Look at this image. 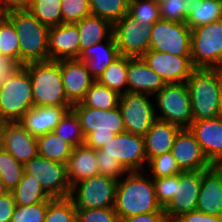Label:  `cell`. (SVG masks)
Wrapping results in <instances>:
<instances>
[{"instance_id": "cell-1", "label": "cell", "mask_w": 222, "mask_h": 222, "mask_svg": "<svg viewBox=\"0 0 222 222\" xmlns=\"http://www.w3.org/2000/svg\"><path fill=\"white\" fill-rule=\"evenodd\" d=\"M145 172H127L118 180L114 210L119 218L165 212L157 201L153 178Z\"/></svg>"}, {"instance_id": "cell-2", "label": "cell", "mask_w": 222, "mask_h": 222, "mask_svg": "<svg viewBox=\"0 0 222 222\" xmlns=\"http://www.w3.org/2000/svg\"><path fill=\"white\" fill-rule=\"evenodd\" d=\"M186 84L191 100L193 121L218 117L222 69L195 68Z\"/></svg>"}, {"instance_id": "cell-3", "label": "cell", "mask_w": 222, "mask_h": 222, "mask_svg": "<svg viewBox=\"0 0 222 222\" xmlns=\"http://www.w3.org/2000/svg\"><path fill=\"white\" fill-rule=\"evenodd\" d=\"M6 17L15 26L20 42V66L49 60L50 27L39 22L28 10L12 11Z\"/></svg>"}, {"instance_id": "cell-4", "label": "cell", "mask_w": 222, "mask_h": 222, "mask_svg": "<svg viewBox=\"0 0 222 222\" xmlns=\"http://www.w3.org/2000/svg\"><path fill=\"white\" fill-rule=\"evenodd\" d=\"M72 109L77 114L85 136L84 145L100 149L116 134L126 132L123 118L118 107L111 110L94 109L74 104Z\"/></svg>"}, {"instance_id": "cell-5", "label": "cell", "mask_w": 222, "mask_h": 222, "mask_svg": "<svg viewBox=\"0 0 222 222\" xmlns=\"http://www.w3.org/2000/svg\"><path fill=\"white\" fill-rule=\"evenodd\" d=\"M32 82L34 106H73L66 98L60 60H46L23 65Z\"/></svg>"}, {"instance_id": "cell-6", "label": "cell", "mask_w": 222, "mask_h": 222, "mask_svg": "<svg viewBox=\"0 0 222 222\" xmlns=\"http://www.w3.org/2000/svg\"><path fill=\"white\" fill-rule=\"evenodd\" d=\"M33 104L32 82L24 66H17L2 77L0 121H19Z\"/></svg>"}, {"instance_id": "cell-7", "label": "cell", "mask_w": 222, "mask_h": 222, "mask_svg": "<svg viewBox=\"0 0 222 222\" xmlns=\"http://www.w3.org/2000/svg\"><path fill=\"white\" fill-rule=\"evenodd\" d=\"M194 68L222 69V19L191 30Z\"/></svg>"}, {"instance_id": "cell-8", "label": "cell", "mask_w": 222, "mask_h": 222, "mask_svg": "<svg viewBox=\"0 0 222 222\" xmlns=\"http://www.w3.org/2000/svg\"><path fill=\"white\" fill-rule=\"evenodd\" d=\"M157 119L188 128L193 122L192 106L186 82L166 84L154 95ZM157 111L159 114H157Z\"/></svg>"}, {"instance_id": "cell-9", "label": "cell", "mask_w": 222, "mask_h": 222, "mask_svg": "<svg viewBox=\"0 0 222 222\" xmlns=\"http://www.w3.org/2000/svg\"><path fill=\"white\" fill-rule=\"evenodd\" d=\"M118 180L96 175L71 186L69 198L75 208L114 207Z\"/></svg>"}, {"instance_id": "cell-10", "label": "cell", "mask_w": 222, "mask_h": 222, "mask_svg": "<svg viewBox=\"0 0 222 222\" xmlns=\"http://www.w3.org/2000/svg\"><path fill=\"white\" fill-rule=\"evenodd\" d=\"M146 93L129 92L120 94L118 108L121 112L126 132L145 136L157 119L155 104Z\"/></svg>"}, {"instance_id": "cell-11", "label": "cell", "mask_w": 222, "mask_h": 222, "mask_svg": "<svg viewBox=\"0 0 222 222\" xmlns=\"http://www.w3.org/2000/svg\"><path fill=\"white\" fill-rule=\"evenodd\" d=\"M149 50L191 56V29L186 23L160 19L151 27Z\"/></svg>"}, {"instance_id": "cell-12", "label": "cell", "mask_w": 222, "mask_h": 222, "mask_svg": "<svg viewBox=\"0 0 222 222\" xmlns=\"http://www.w3.org/2000/svg\"><path fill=\"white\" fill-rule=\"evenodd\" d=\"M24 172L34 176L51 198L69 197L71 186L65 164L37 155L24 164Z\"/></svg>"}, {"instance_id": "cell-13", "label": "cell", "mask_w": 222, "mask_h": 222, "mask_svg": "<svg viewBox=\"0 0 222 222\" xmlns=\"http://www.w3.org/2000/svg\"><path fill=\"white\" fill-rule=\"evenodd\" d=\"M102 156H110L117 159L128 171H145L148 164L145 152V139L143 136L124 132L116 134L101 148Z\"/></svg>"}, {"instance_id": "cell-14", "label": "cell", "mask_w": 222, "mask_h": 222, "mask_svg": "<svg viewBox=\"0 0 222 222\" xmlns=\"http://www.w3.org/2000/svg\"><path fill=\"white\" fill-rule=\"evenodd\" d=\"M152 25H140L128 13L113 24L116 46L122 56L142 57L149 50Z\"/></svg>"}, {"instance_id": "cell-15", "label": "cell", "mask_w": 222, "mask_h": 222, "mask_svg": "<svg viewBox=\"0 0 222 222\" xmlns=\"http://www.w3.org/2000/svg\"><path fill=\"white\" fill-rule=\"evenodd\" d=\"M200 189L201 170L182 171L176 174V196L164 208L168 222L196 210Z\"/></svg>"}, {"instance_id": "cell-16", "label": "cell", "mask_w": 222, "mask_h": 222, "mask_svg": "<svg viewBox=\"0 0 222 222\" xmlns=\"http://www.w3.org/2000/svg\"><path fill=\"white\" fill-rule=\"evenodd\" d=\"M0 146L22 164L38 155L37 137L19 121L1 122Z\"/></svg>"}, {"instance_id": "cell-17", "label": "cell", "mask_w": 222, "mask_h": 222, "mask_svg": "<svg viewBox=\"0 0 222 222\" xmlns=\"http://www.w3.org/2000/svg\"><path fill=\"white\" fill-rule=\"evenodd\" d=\"M141 58L166 84L186 82L195 69L191 56H176L148 50Z\"/></svg>"}, {"instance_id": "cell-18", "label": "cell", "mask_w": 222, "mask_h": 222, "mask_svg": "<svg viewBox=\"0 0 222 222\" xmlns=\"http://www.w3.org/2000/svg\"><path fill=\"white\" fill-rule=\"evenodd\" d=\"M171 153L182 171L207 170L213 166L188 128L178 132Z\"/></svg>"}, {"instance_id": "cell-19", "label": "cell", "mask_w": 222, "mask_h": 222, "mask_svg": "<svg viewBox=\"0 0 222 222\" xmlns=\"http://www.w3.org/2000/svg\"><path fill=\"white\" fill-rule=\"evenodd\" d=\"M212 165L222 164V117L193 121L188 127Z\"/></svg>"}, {"instance_id": "cell-20", "label": "cell", "mask_w": 222, "mask_h": 222, "mask_svg": "<svg viewBox=\"0 0 222 222\" xmlns=\"http://www.w3.org/2000/svg\"><path fill=\"white\" fill-rule=\"evenodd\" d=\"M60 69L67 100L72 105L80 103L96 80L88 72L85 63L78 59L60 60Z\"/></svg>"}, {"instance_id": "cell-21", "label": "cell", "mask_w": 222, "mask_h": 222, "mask_svg": "<svg viewBox=\"0 0 222 222\" xmlns=\"http://www.w3.org/2000/svg\"><path fill=\"white\" fill-rule=\"evenodd\" d=\"M49 60L78 59L80 34L76 24L62 23L49 29Z\"/></svg>"}, {"instance_id": "cell-22", "label": "cell", "mask_w": 222, "mask_h": 222, "mask_svg": "<svg viewBox=\"0 0 222 222\" xmlns=\"http://www.w3.org/2000/svg\"><path fill=\"white\" fill-rule=\"evenodd\" d=\"M196 210L207 215L219 216L222 212V168L213 165L201 170V189Z\"/></svg>"}, {"instance_id": "cell-23", "label": "cell", "mask_w": 222, "mask_h": 222, "mask_svg": "<svg viewBox=\"0 0 222 222\" xmlns=\"http://www.w3.org/2000/svg\"><path fill=\"white\" fill-rule=\"evenodd\" d=\"M72 106H33L25 112L19 122L34 137L53 132L64 114Z\"/></svg>"}, {"instance_id": "cell-24", "label": "cell", "mask_w": 222, "mask_h": 222, "mask_svg": "<svg viewBox=\"0 0 222 222\" xmlns=\"http://www.w3.org/2000/svg\"><path fill=\"white\" fill-rule=\"evenodd\" d=\"M166 83L141 57H128L127 91L155 95Z\"/></svg>"}, {"instance_id": "cell-25", "label": "cell", "mask_w": 222, "mask_h": 222, "mask_svg": "<svg viewBox=\"0 0 222 222\" xmlns=\"http://www.w3.org/2000/svg\"><path fill=\"white\" fill-rule=\"evenodd\" d=\"M119 56L120 52L112 35L107 40L82 50L78 60L85 63L88 72L97 80Z\"/></svg>"}, {"instance_id": "cell-26", "label": "cell", "mask_w": 222, "mask_h": 222, "mask_svg": "<svg viewBox=\"0 0 222 222\" xmlns=\"http://www.w3.org/2000/svg\"><path fill=\"white\" fill-rule=\"evenodd\" d=\"M181 129L176 124L156 119L144 136L148 162L158 155L171 152L175 137Z\"/></svg>"}, {"instance_id": "cell-27", "label": "cell", "mask_w": 222, "mask_h": 222, "mask_svg": "<svg viewBox=\"0 0 222 222\" xmlns=\"http://www.w3.org/2000/svg\"><path fill=\"white\" fill-rule=\"evenodd\" d=\"M66 170L70 186H74L89 177L99 175L96 150L86 145L74 147L66 165Z\"/></svg>"}, {"instance_id": "cell-28", "label": "cell", "mask_w": 222, "mask_h": 222, "mask_svg": "<svg viewBox=\"0 0 222 222\" xmlns=\"http://www.w3.org/2000/svg\"><path fill=\"white\" fill-rule=\"evenodd\" d=\"M75 24L80 34V52L113 35V24L98 16H86Z\"/></svg>"}, {"instance_id": "cell-29", "label": "cell", "mask_w": 222, "mask_h": 222, "mask_svg": "<svg viewBox=\"0 0 222 222\" xmlns=\"http://www.w3.org/2000/svg\"><path fill=\"white\" fill-rule=\"evenodd\" d=\"M38 155L67 165L73 147L54 132L37 137Z\"/></svg>"}, {"instance_id": "cell-30", "label": "cell", "mask_w": 222, "mask_h": 222, "mask_svg": "<svg viewBox=\"0 0 222 222\" xmlns=\"http://www.w3.org/2000/svg\"><path fill=\"white\" fill-rule=\"evenodd\" d=\"M222 19V0H199L191 6L186 24L192 30Z\"/></svg>"}, {"instance_id": "cell-31", "label": "cell", "mask_w": 222, "mask_h": 222, "mask_svg": "<svg viewBox=\"0 0 222 222\" xmlns=\"http://www.w3.org/2000/svg\"><path fill=\"white\" fill-rule=\"evenodd\" d=\"M16 205L28 206L43 201H51V198L38 180L29 174L23 173L21 181L12 190Z\"/></svg>"}, {"instance_id": "cell-32", "label": "cell", "mask_w": 222, "mask_h": 222, "mask_svg": "<svg viewBox=\"0 0 222 222\" xmlns=\"http://www.w3.org/2000/svg\"><path fill=\"white\" fill-rule=\"evenodd\" d=\"M119 100L120 94L117 91L105 87L96 80L80 103L94 109L111 110L118 107Z\"/></svg>"}, {"instance_id": "cell-33", "label": "cell", "mask_w": 222, "mask_h": 222, "mask_svg": "<svg viewBox=\"0 0 222 222\" xmlns=\"http://www.w3.org/2000/svg\"><path fill=\"white\" fill-rule=\"evenodd\" d=\"M127 71L128 56L120 55L105 69L97 81L105 87L123 94L127 92Z\"/></svg>"}, {"instance_id": "cell-34", "label": "cell", "mask_w": 222, "mask_h": 222, "mask_svg": "<svg viewBox=\"0 0 222 222\" xmlns=\"http://www.w3.org/2000/svg\"><path fill=\"white\" fill-rule=\"evenodd\" d=\"M53 132L69 143L73 148L84 145L85 136L82 131L80 120L73 109H69Z\"/></svg>"}, {"instance_id": "cell-35", "label": "cell", "mask_w": 222, "mask_h": 222, "mask_svg": "<svg viewBox=\"0 0 222 222\" xmlns=\"http://www.w3.org/2000/svg\"><path fill=\"white\" fill-rule=\"evenodd\" d=\"M28 11L49 27L62 24L61 0H30Z\"/></svg>"}, {"instance_id": "cell-36", "label": "cell", "mask_w": 222, "mask_h": 222, "mask_svg": "<svg viewBox=\"0 0 222 222\" xmlns=\"http://www.w3.org/2000/svg\"><path fill=\"white\" fill-rule=\"evenodd\" d=\"M129 0H89L91 15L106 19L112 24L128 13Z\"/></svg>"}, {"instance_id": "cell-37", "label": "cell", "mask_w": 222, "mask_h": 222, "mask_svg": "<svg viewBox=\"0 0 222 222\" xmlns=\"http://www.w3.org/2000/svg\"><path fill=\"white\" fill-rule=\"evenodd\" d=\"M1 56L8 57L20 66V42L15 26L6 17L0 23Z\"/></svg>"}, {"instance_id": "cell-38", "label": "cell", "mask_w": 222, "mask_h": 222, "mask_svg": "<svg viewBox=\"0 0 222 222\" xmlns=\"http://www.w3.org/2000/svg\"><path fill=\"white\" fill-rule=\"evenodd\" d=\"M24 164L18 162L8 151L0 146V176L8 191H12L21 181Z\"/></svg>"}, {"instance_id": "cell-39", "label": "cell", "mask_w": 222, "mask_h": 222, "mask_svg": "<svg viewBox=\"0 0 222 222\" xmlns=\"http://www.w3.org/2000/svg\"><path fill=\"white\" fill-rule=\"evenodd\" d=\"M128 14L144 26L161 19L158 0H129Z\"/></svg>"}, {"instance_id": "cell-40", "label": "cell", "mask_w": 222, "mask_h": 222, "mask_svg": "<svg viewBox=\"0 0 222 222\" xmlns=\"http://www.w3.org/2000/svg\"><path fill=\"white\" fill-rule=\"evenodd\" d=\"M76 208L69 197L53 198L47 206L44 222H75Z\"/></svg>"}, {"instance_id": "cell-41", "label": "cell", "mask_w": 222, "mask_h": 222, "mask_svg": "<svg viewBox=\"0 0 222 222\" xmlns=\"http://www.w3.org/2000/svg\"><path fill=\"white\" fill-rule=\"evenodd\" d=\"M148 169L152 178L168 177L182 172L171 152L152 158L148 162Z\"/></svg>"}, {"instance_id": "cell-42", "label": "cell", "mask_w": 222, "mask_h": 222, "mask_svg": "<svg viewBox=\"0 0 222 222\" xmlns=\"http://www.w3.org/2000/svg\"><path fill=\"white\" fill-rule=\"evenodd\" d=\"M50 201L23 206L16 205L11 222H44Z\"/></svg>"}, {"instance_id": "cell-43", "label": "cell", "mask_w": 222, "mask_h": 222, "mask_svg": "<svg viewBox=\"0 0 222 222\" xmlns=\"http://www.w3.org/2000/svg\"><path fill=\"white\" fill-rule=\"evenodd\" d=\"M62 23L75 24L91 15L89 0H61Z\"/></svg>"}, {"instance_id": "cell-44", "label": "cell", "mask_w": 222, "mask_h": 222, "mask_svg": "<svg viewBox=\"0 0 222 222\" xmlns=\"http://www.w3.org/2000/svg\"><path fill=\"white\" fill-rule=\"evenodd\" d=\"M161 19L185 23L188 16L185 0H158Z\"/></svg>"}, {"instance_id": "cell-45", "label": "cell", "mask_w": 222, "mask_h": 222, "mask_svg": "<svg viewBox=\"0 0 222 222\" xmlns=\"http://www.w3.org/2000/svg\"><path fill=\"white\" fill-rule=\"evenodd\" d=\"M76 219L79 222H119L114 207L76 208Z\"/></svg>"}, {"instance_id": "cell-46", "label": "cell", "mask_w": 222, "mask_h": 222, "mask_svg": "<svg viewBox=\"0 0 222 222\" xmlns=\"http://www.w3.org/2000/svg\"><path fill=\"white\" fill-rule=\"evenodd\" d=\"M96 160L99 175L120 180L128 172L117 159L110 156H102L101 149L96 150Z\"/></svg>"}, {"instance_id": "cell-47", "label": "cell", "mask_w": 222, "mask_h": 222, "mask_svg": "<svg viewBox=\"0 0 222 222\" xmlns=\"http://www.w3.org/2000/svg\"><path fill=\"white\" fill-rule=\"evenodd\" d=\"M158 203L165 208L176 196V175L153 178Z\"/></svg>"}, {"instance_id": "cell-48", "label": "cell", "mask_w": 222, "mask_h": 222, "mask_svg": "<svg viewBox=\"0 0 222 222\" xmlns=\"http://www.w3.org/2000/svg\"><path fill=\"white\" fill-rule=\"evenodd\" d=\"M16 202L12 191L0 196V222H11Z\"/></svg>"}, {"instance_id": "cell-49", "label": "cell", "mask_w": 222, "mask_h": 222, "mask_svg": "<svg viewBox=\"0 0 222 222\" xmlns=\"http://www.w3.org/2000/svg\"><path fill=\"white\" fill-rule=\"evenodd\" d=\"M119 222H168L165 212L143 213L119 218Z\"/></svg>"}, {"instance_id": "cell-50", "label": "cell", "mask_w": 222, "mask_h": 222, "mask_svg": "<svg viewBox=\"0 0 222 222\" xmlns=\"http://www.w3.org/2000/svg\"><path fill=\"white\" fill-rule=\"evenodd\" d=\"M173 222H220L219 216L207 215L197 210L182 214Z\"/></svg>"}, {"instance_id": "cell-51", "label": "cell", "mask_w": 222, "mask_h": 222, "mask_svg": "<svg viewBox=\"0 0 222 222\" xmlns=\"http://www.w3.org/2000/svg\"><path fill=\"white\" fill-rule=\"evenodd\" d=\"M30 0H0V6L8 13L12 11L28 10Z\"/></svg>"}, {"instance_id": "cell-52", "label": "cell", "mask_w": 222, "mask_h": 222, "mask_svg": "<svg viewBox=\"0 0 222 222\" xmlns=\"http://www.w3.org/2000/svg\"><path fill=\"white\" fill-rule=\"evenodd\" d=\"M18 65L8 57L0 56V85L2 77L12 72Z\"/></svg>"}, {"instance_id": "cell-53", "label": "cell", "mask_w": 222, "mask_h": 222, "mask_svg": "<svg viewBox=\"0 0 222 222\" xmlns=\"http://www.w3.org/2000/svg\"><path fill=\"white\" fill-rule=\"evenodd\" d=\"M8 191V189L5 187L4 181L2 180L1 176H0V196L3 194H6Z\"/></svg>"}, {"instance_id": "cell-54", "label": "cell", "mask_w": 222, "mask_h": 222, "mask_svg": "<svg viewBox=\"0 0 222 222\" xmlns=\"http://www.w3.org/2000/svg\"><path fill=\"white\" fill-rule=\"evenodd\" d=\"M198 1L199 0H185L187 11L190 12L191 6L195 3L197 4Z\"/></svg>"}, {"instance_id": "cell-55", "label": "cell", "mask_w": 222, "mask_h": 222, "mask_svg": "<svg viewBox=\"0 0 222 222\" xmlns=\"http://www.w3.org/2000/svg\"><path fill=\"white\" fill-rule=\"evenodd\" d=\"M218 109H219V116L222 117V89L219 95Z\"/></svg>"}, {"instance_id": "cell-56", "label": "cell", "mask_w": 222, "mask_h": 222, "mask_svg": "<svg viewBox=\"0 0 222 222\" xmlns=\"http://www.w3.org/2000/svg\"><path fill=\"white\" fill-rule=\"evenodd\" d=\"M6 18V12L0 6V23Z\"/></svg>"}, {"instance_id": "cell-57", "label": "cell", "mask_w": 222, "mask_h": 222, "mask_svg": "<svg viewBox=\"0 0 222 222\" xmlns=\"http://www.w3.org/2000/svg\"><path fill=\"white\" fill-rule=\"evenodd\" d=\"M219 217H220V222H222V212L220 213Z\"/></svg>"}]
</instances>
